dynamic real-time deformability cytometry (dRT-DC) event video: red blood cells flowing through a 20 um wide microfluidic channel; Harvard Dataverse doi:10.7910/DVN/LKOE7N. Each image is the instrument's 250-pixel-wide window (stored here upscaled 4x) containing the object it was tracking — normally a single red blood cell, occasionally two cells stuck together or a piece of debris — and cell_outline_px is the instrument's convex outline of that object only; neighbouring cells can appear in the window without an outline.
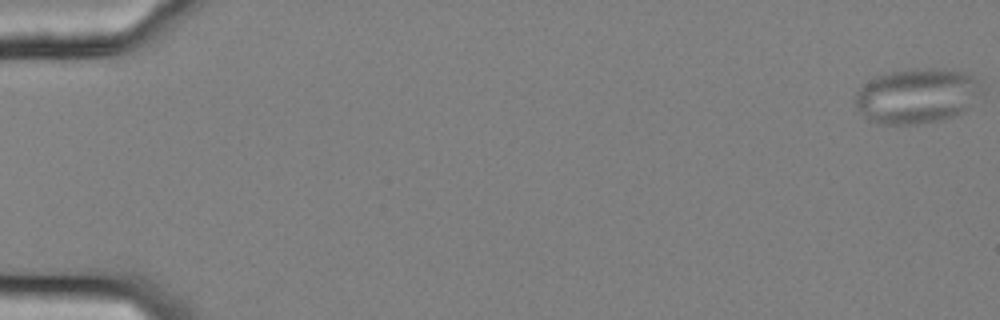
{"species": "common noctule bat (a hibernating species)", "species_latin": "Nyctalus noctula", "temperature_condition": "cold", "stored_images_in_passage": 33, "camera_frame_rate_fps": 3000, "um_per_image_px": 0.085, "animal": {"sex": "female", "body_mass_g": 25.1}, "frame": {"image": 1, "passage_image": 1, "time_ms": 0.0, "image_size_px": [1000, 320], "cell_outline_px": [[984, 92], [968, 108], [952, 116], [940, 120], [920, 124], [880, 124], [868, 120], [856, 108], [856, 92], [868, 80], [876, 76], [892, 72], [916, 68], [932, 68], [964, 72], [972, 76], [984, 88]], "centroid_in_image_um": [77.94, 8.15], "position_along_channel_um": 7.1, "area_um2": 40.58}}
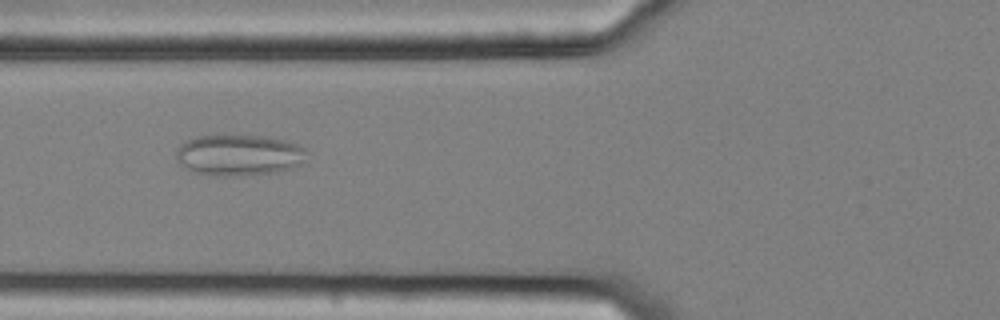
{"frame": {"image": 2, "passage_image": 23, "time_ms": 7.333, "image_size_px": [1000, 320], "cell_outline_px": [[304, 164], [292, 168], [276, 172], [240, 176], [208, 176], [192, 172], [180, 168], [176, 160], [176, 148], [180, 144], [196, 136], [216, 132], [268, 136], [284, 140], [296, 144], [304, 148]], "centroid_in_image_um": [20.21, 13.16], "position_along_channel_um": 105.6, "area_um2": 32.77}}